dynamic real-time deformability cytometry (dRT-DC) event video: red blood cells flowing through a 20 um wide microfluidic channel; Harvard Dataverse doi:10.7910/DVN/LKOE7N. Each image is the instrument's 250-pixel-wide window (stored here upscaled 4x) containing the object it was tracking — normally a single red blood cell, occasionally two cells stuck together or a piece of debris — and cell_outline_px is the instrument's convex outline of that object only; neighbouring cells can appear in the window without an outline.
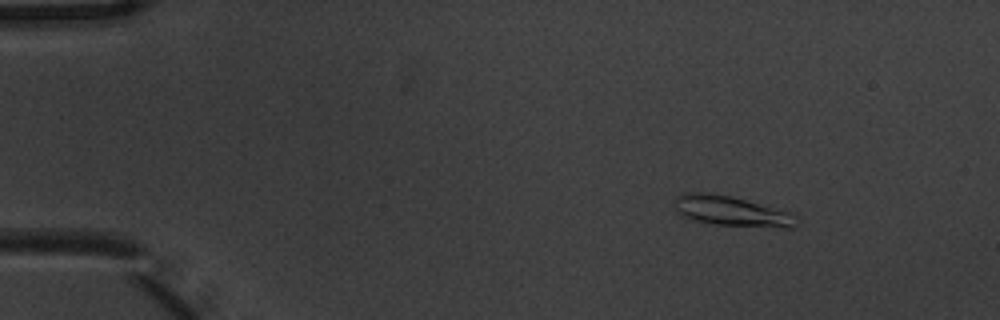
{"species": "common noctule bat (a hibernating species)", "species_latin": "Nyctalus noctula", "temperature_condition": "warm", "stored_images_in_passage": 7, "camera_frame_rate_fps": 3000, "um_per_image_px": 0.085, "animal": {"sex": "male", "body_mass_g": 20.1, "forearm_length_mm": 53.5}, "frame": {"image": 1, "passage_image": 3, "time_ms": 0.667, "image_size_px": [1000, 320], "cell_outline_px": [[800, 220], [796, 228], [784, 228], [712, 224], [680, 216], [672, 200], [676, 196], [684, 192], [704, 192], [732, 196], [792, 212]], "centroid_in_image_um": [62.21, 17.94], "position_along_channel_um": 22.8, "area_um2": 21.85}}